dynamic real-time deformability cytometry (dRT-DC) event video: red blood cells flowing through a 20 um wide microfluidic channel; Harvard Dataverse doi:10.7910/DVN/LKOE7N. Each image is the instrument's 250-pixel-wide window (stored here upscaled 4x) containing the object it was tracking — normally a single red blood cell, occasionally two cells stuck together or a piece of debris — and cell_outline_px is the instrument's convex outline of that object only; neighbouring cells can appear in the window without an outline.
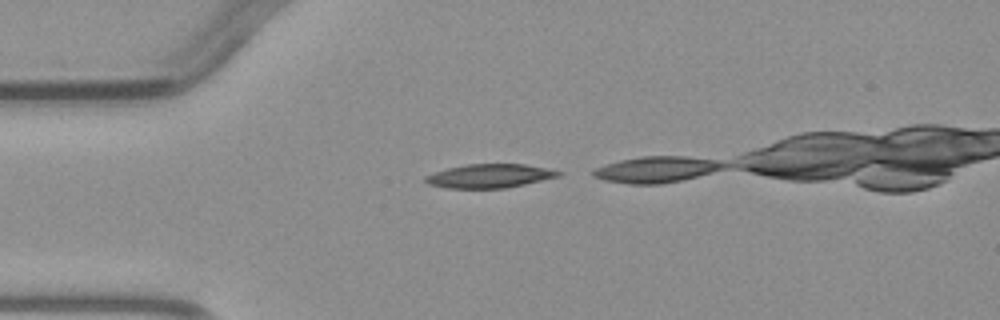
{"species": "common noctule bat (a hibernating species)", "species_latin": "Nyctalus noctula", "temperature_condition": "warm", "stored_images_in_passage": 2, "camera_frame_rate_fps": 3000, "um_per_image_px": 0.085, "animal": {"sex": "male", "body_mass_g": 23.1, "forearm_length_mm": 52.7}, "frame": {"image": 1, "passage_image": 1, "time_ms": 0.0, "image_size_px": [1000, 320], "cell_outline_px": [[564, 172], [560, 176], [524, 184], [504, 188], [448, 188], [428, 184], [424, 180], [424, 176], [448, 168], [468, 164], [524, 164]], "centroid_in_image_um": [41.61, 14.95], "position_along_channel_um": 43.4, "area_um2": 18.21}}